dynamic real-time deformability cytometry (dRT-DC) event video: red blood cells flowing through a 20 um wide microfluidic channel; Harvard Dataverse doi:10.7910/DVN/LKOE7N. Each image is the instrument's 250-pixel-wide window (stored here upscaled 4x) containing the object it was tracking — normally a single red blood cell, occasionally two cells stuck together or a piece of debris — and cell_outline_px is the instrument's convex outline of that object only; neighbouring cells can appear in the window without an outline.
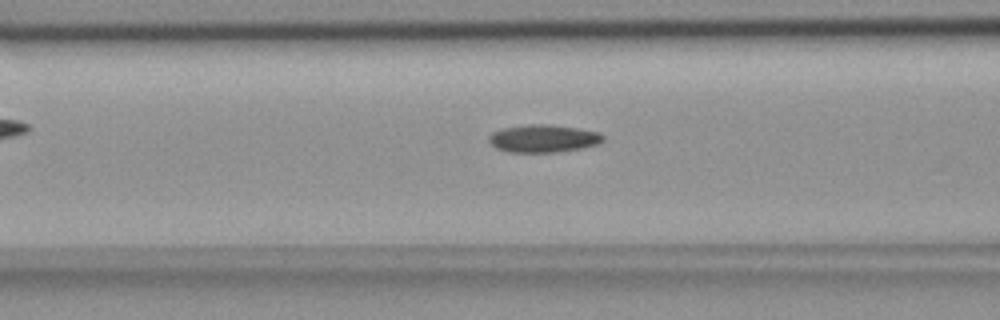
{"species": "common noctule bat (a hibernating species)", "species_latin": "Nyctalus noctula", "temperature_condition": "room temperature", "stored_images_in_passage": 33, "camera_frame_rate_fps": 3000, "um_per_image_px": 0.085, "animal": {"sex": "female", "body_mass_g": 18.4}, "frame": {"image": 1, "passage_image": 19, "time_ms": 6.0, "image_size_px": [1000, 320], "cell_outline_px": [[604, 140], [600, 144], [580, 148], [552, 152], [508, 152], [496, 148], [488, 140], [488, 136], [492, 132], [504, 128], [528, 124], [548, 124], [576, 128], [600, 132], [604, 136]], "centroid_in_image_um": [46.19, 11.77], "position_along_channel_um": 120.4, "area_um2": 18.38}}
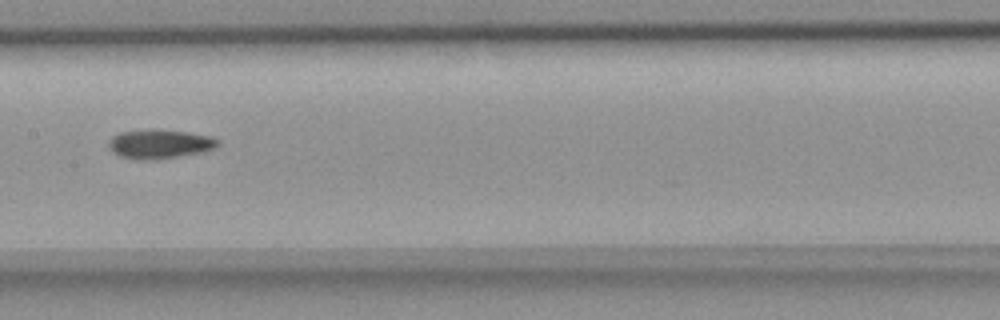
{"frame": {"image": 2, "passage_image": 25, "time_ms": 8.0, "image_size_px": [1000, 320], "cell_outline_px": [[220, 144], [216, 148], [204, 152], [176, 156], [120, 156], [112, 152], [108, 148], [108, 140], [112, 136], [120, 132], [188, 132], [212, 136], [220, 140]], "centroid_in_image_um": [13.67, 12.22], "position_along_channel_um": 193.7, "area_um2": 16.94}}
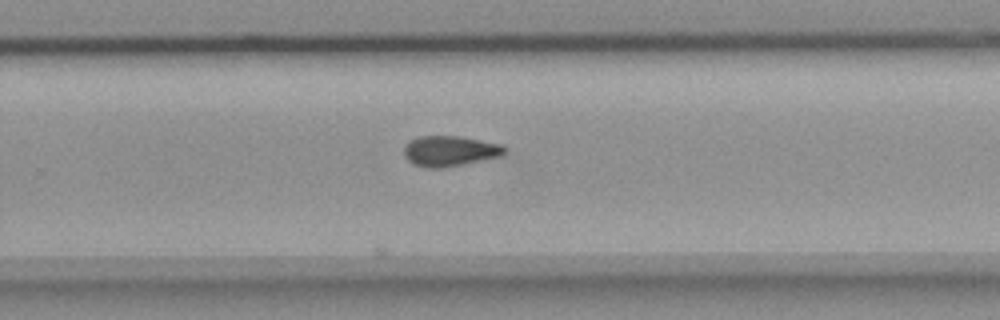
{"frame": {"image": 3, "passage_image": 33, "time_ms": 10.667, "image_size_px": [1000, 320], "cell_outline_px": [[508, 152], [500, 156], [440, 168], [424, 168], [408, 160], [404, 156], [404, 148], [408, 140], [420, 136], [460, 136], [504, 144], [508, 148]], "centroid_in_image_um": [38.26, 12.81], "position_along_channel_um": 291.5, "area_um2": 17.92}}